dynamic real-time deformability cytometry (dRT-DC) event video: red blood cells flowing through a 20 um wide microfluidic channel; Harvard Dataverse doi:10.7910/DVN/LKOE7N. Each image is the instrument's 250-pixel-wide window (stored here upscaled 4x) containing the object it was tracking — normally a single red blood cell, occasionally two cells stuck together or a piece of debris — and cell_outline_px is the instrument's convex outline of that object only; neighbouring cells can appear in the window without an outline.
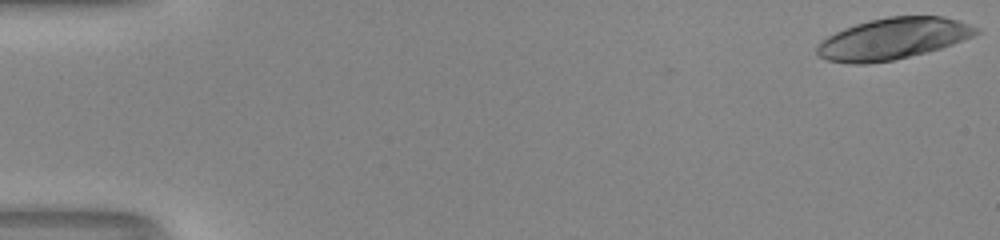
{"species": "human", "species_latin": "Homo sapiens", "temperature_condition": "room temperature", "stored_images_in_passage": 43, "camera_frame_rate_fps": 3000, "um_per_image_px": 0.085, "donor": {"sex": "male"}, "frame": {"image": 1, "passage_image": 1, "time_ms": 0.0, "image_size_px": [1000, 240], "cell_outline_px": [[980, 32], [972, 36], [952, 44], [940, 48], [892, 60], [868, 64], [852, 64], [828, 60], [820, 56], [816, 52], [816, 48], [828, 36], [844, 28], [868, 20], [888, 16], [944, 16], [960, 20], [980, 28]], "centroid_in_image_um": [75.93, 3.27], "position_along_channel_um": 9.1, "area_um2": 38.15}}
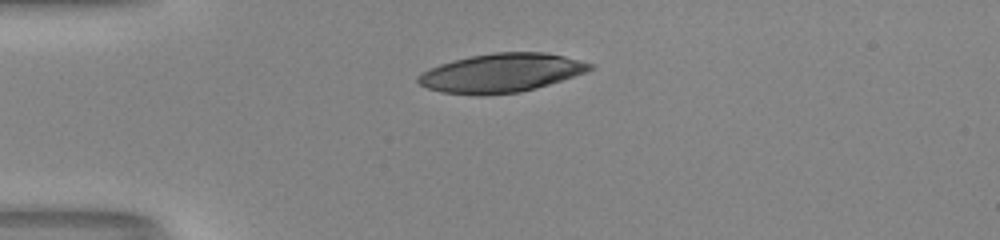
{"frame": {"image": 2, "passage_image": 14, "time_ms": 4.333, "image_size_px": [1000, 240], "cell_outline_px": [[596, 64], [592, 68], [584, 72], [536, 88], [520, 92], [484, 96], [476, 96], [440, 92], [428, 88], [420, 84], [416, 80], [416, 76], [420, 72], [428, 68], [440, 64], [472, 56], [492, 52], [544, 52], [564, 56]], "centroid_in_image_um": [42.55, 6.21], "position_along_channel_um": 42.5, "area_um2": 38.9}}
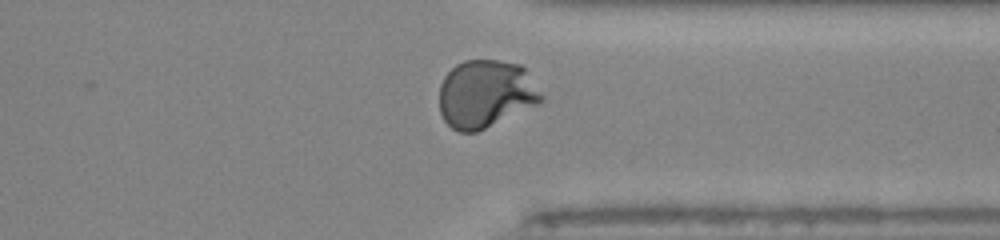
{"frame": {"image": 3, "passage_image": 40, "time_ms": 13.0, "image_size_px": [1000, 240], "cell_outline_px": [[544, 100], [540, 104], [476, 132], [460, 132], [452, 128], [444, 120], [440, 112], [440, 84], [444, 76], [456, 64], [464, 60], [496, 60], [520, 64], [524, 68], [544, 96]], "centroid_in_image_um": [41.29, 7.98], "position_along_channel_um": 370.1, "area_um2": 40.46}, "authors_computed_cell_mechanics": {"area_um2": 39.882, "velocity_mm_per_s": 4.158, "shape_relaxation_time_tau1_ms": 5.6441, "shape_relaxation_time_tau2_ms": null, "deformation_change_tau1": 0.2796, "deformation_change_tau2": null}}